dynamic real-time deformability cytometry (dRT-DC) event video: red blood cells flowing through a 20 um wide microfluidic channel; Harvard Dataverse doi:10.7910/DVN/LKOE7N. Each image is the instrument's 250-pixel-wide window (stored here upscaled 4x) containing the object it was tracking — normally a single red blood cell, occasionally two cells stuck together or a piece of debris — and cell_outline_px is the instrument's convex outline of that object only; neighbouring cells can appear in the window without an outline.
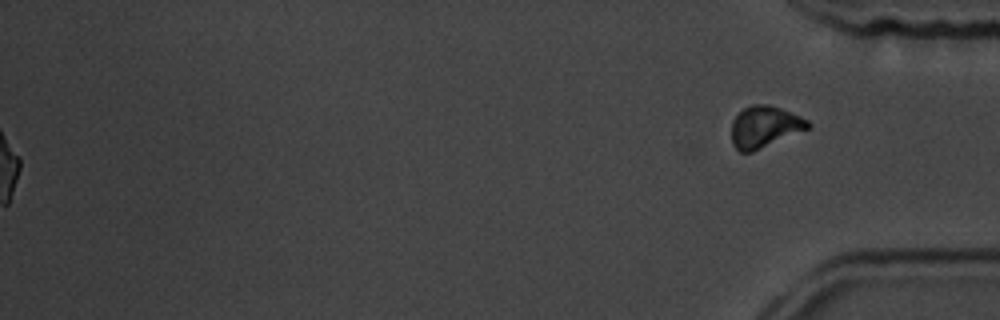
{"species": "common noctule bat (a hibernating species)", "species_latin": "Nyctalus noctula", "temperature_condition": "room temperature", "stored_images_in_passage": 40, "segment_of_instrument_passage": [2, 2], "camera_frame_rate_fps": 3000, "um_per_image_px": 0.085, "animal": {"sex": "male", "body_mass_g": 19.5, "forearm_length_mm": 54.6}, "frame": {"image": 1, "passage_image": 40, "time_ms": 13.0, "image_size_px": [1000, 320], "cell_outline_px": [[812, 128], [752, 152], [740, 152], [732, 144], [732, 120], [744, 108], [752, 104], [768, 104], [780, 108], [800, 116], [808, 120], [812, 124]], "centroid_in_image_um": [65.02, 10.78], "position_along_channel_um": 370.2, "area_um2": 18.67}}